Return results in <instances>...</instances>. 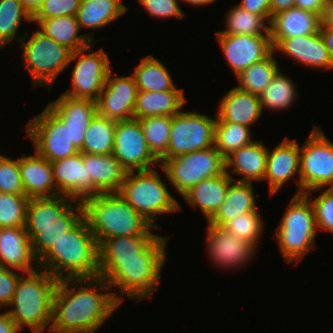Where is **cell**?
Returning a JSON list of instances; mask_svg holds the SVG:
<instances>
[{
    "label": "cell",
    "mask_w": 333,
    "mask_h": 333,
    "mask_svg": "<svg viewBox=\"0 0 333 333\" xmlns=\"http://www.w3.org/2000/svg\"><path fill=\"white\" fill-rule=\"evenodd\" d=\"M80 284L84 287L77 290ZM98 286L103 289L102 293L97 292L100 290ZM110 290L100 276L60 279L52 298V320L48 331L94 333L123 302L124 297H116V292Z\"/></svg>",
    "instance_id": "1"
},
{
    "label": "cell",
    "mask_w": 333,
    "mask_h": 333,
    "mask_svg": "<svg viewBox=\"0 0 333 333\" xmlns=\"http://www.w3.org/2000/svg\"><path fill=\"white\" fill-rule=\"evenodd\" d=\"M167 242L168 237L160 235L138 257L98 258L99 276L128 299L151 298L161 278Z\"/></svg>",
    "instance_id": "2"
},
{
    "label": "cell",
    "mask_w": 333,
    "mask_h": 333,
    "mask_svg": "<svg viewBox=\"0 0 333 333\" xmlns=\"http://www.w3.org/2000/svg\"><path fill=\"white\" fill-rule=\"evenodd\" d=\"M38 261V268L58 280L99 277L98 243L85 218L64 233Z\"/></svg>",
    "instance_id": "3"
},
{
    "label": "cell",
    "mask_w": 333,
    "mask_h": 333,
    "mask_svg": "<svg viewBox=\"0 0 333 333\" xmlns=\"http://www.w3.org/2000/svg\"><path fill=\"white\" fill-rule=\"evenodd\" d=\"M72 200L77 203L75 206L72 205ZM82 218V202L69 199L66 195L30 198L27 203L25 228L36 258L39 260Z\"/></svg>",
    "instance_id": "4"
},
{
    "label": "cell",
    "mask_w": 333,
    "mask_h": 333,
    "mask_svg": "<svg viewBox=\"0 0 333 333\" xmlns=\"http://www.w3.org/2000/svg\"><path fill=\"white\" fill-rule=\"evenodd\" d=\"M83 217L99 244L103 239L145 236L153 227L118 192L98 193L82 201Z\"/></svg>",
    "instance_id": "5"
},
{
    "label": "cell",
    "mask_w": 333,
    "mask_h": 333,
    "mask_svg": "<svg viewBox=\"0 0 333 333\" xmlns=\"http://www.w3.org/2000/svg\"><path fill=\"white\" fill-rule=\"evenodd\" d=\"M58 281L40 268L19 278L9 304L15 308L7 311L19 329L28 326L33 333H41L51 323L52 298Z\"/></svg>",
    "instance_id": "6"
},
{
    "label": "cell",
    "mask_w": 333,
    "mask_h": 333,
    "mask_svg": "<svg viewBox=\"0 0 333 333\" xmlns=\"http://www.w3.org/2000/svg\"><path fill=\"white\" fill-rule=\"evenodd\" d=\"M316 232L312 203L305 194H295L273 236L287 263L298 264L306 253L315 249Z\"/></svg>",
    "instance_id": "7"
},
{
    "label": "cell",
    "mask_w": 333,
    "mask_h": 333,
    "mask_svg": "<svg viewBox=\"0 0 333 333\" xmlns=\"http://www.w3.org/2000/svg\"><path fill=\"white\" fill-rule=\"evenodd\" d=\"M118 193L153 227L156 216L180 210V204L169 193L155 169L130 171Z\"/></svg>",
    "instance_id": "8"
},
{
    "label": "cell",
    "mask_w": 333,
    "mask_h": 333,
    "mask_svg": "<svg viewBox=\"0 0 333 333\" xmlns=\"http://www.w3.org/2000/svg\"><path fill=\"white\" fill-rule=\"evenodd\" d=\"M19 39L16 41L22 43L23 65L30 72L33 85H53L57 76L69 65L72 51L44 35L39 29L33 32L27 42L24 41V36Z\"/></svg>",
    "instance_id": "9"
},
{
    "label": "cell",
    "mask_w": 333,
    "mask_h": 333,
    "mask_svg": "<svg viewBox=\"0 0 333 333\" xmlns=\"http://www.w3.org/2000/svg\"><path fill=\"white\" fill-rule=\"evenodd\" d=\"M297 181L296 194H305L308 198L312 191L321 190L328 185L333 188V143L316 125H313L309 137L300 147Z\"/></svg>",
    "instance_id": "10"
},
{
    "label": "cell",
    "mask_w": 333,
    "mask_h": 333,
    "mask_svg": "<svg viewBox=\"0 0 333 333\" xmlns=\"http://www.w3.org/2000/svg\"><path fill=\"white\" fill-rule=\"evenodd\" d=\"M159 165L180 195L201 180L222 175L225 172L224 157L215 146L164 159Z\"/></svg>",
    "instance_id": "11"
},
{
    "label": "cell",
    "mask_w": 333,
    "mask_h": 333,
    "mask_svg": "<svg viewBox=\"0 0 333 333\" xmlns=\"http://www.w3.org/2000/svg\"><path fill=\"white\" fill-rule=\"evenodd\" d=\"M216 117L197 112L172 116L166 159L214 146Z\"/></svg>",
    "instance_id": "12"
},
{
    "label": "cell",
    "mask_w": 333,
    "mask_h": 333,
    "mask_svg": "<svg viewBox=\"0 0 333 333\" xmlns=\"http://www.w3.org/2000/svg\"><path fill=\"white\" fill-rule=\"evenodd\" d=\"M92 47L93 42L82 49L72 52L69 64L75 59H79L72 71V88L66 90L63 95L93 101H97L99 98L111 67L108 55L103 49L85 54V51Z\"/></svg>",
    "instance_id": "13"
},
{
    "label": "cell",
    "mask_w": 333,
    "mask_h": 333,
    "mask_svg": "<svg viewBox=\"0 0 333 333\" xmlns=\"http://www.w3.org/2000/svg\"><path fill=\"white\" fill-rule=\"evenodd\" d=\"M27 126V137L35 151L48 161H58L75 155L79 150L70 140L69 129L47 107Z\"/></svg>",
    "instance_id": "14"
},
{
    "label": "cell",
    "mask_w": 333,
    "mask_h": 333,
    "mask_svg": "<svg viewBox=\"0 0 333 333\" xmlns=\"http://www.w3.org/2000/svg\"><path fill=\"white\" fill-rule=\"evenodd\" d=\"M112 155L128 171L151 170L160 163L150 152L139 119L116 121Z\"/></svg>",
    "instance_id": "15"
},
{
    "label": "cell",
    "mask_w": 333,
    "mask_h": 333,
    "mask_svg": "<svg viewBox=\"0 0 333 333\" xmlns=\"http://www.w3.org/2000/svg\"><path fill=\"white\" fill-rule=\"evenodd\" d=\"M216 40L236 76L273 52L270 35L216 34Z\"/></svg>",
    "instance_id": "16"
},
{
    "label": "cell",
    "mask_w": 333,
    "mask_h": 333,
    "mask_svg": "<svg viewBox=\"0 0 333 333\" xmlns=\"http://www.w3.org/2000/svg\"><path fill=\"white\" fill-rule=\"evenodd\" d=\"M109 71L107 81L97 99V113L105 118L122 121L134 118L137 85L133 76L113 77Z\"/></svg>",
    "instance_id": "17"
},
{
    "label": "cell",
    "mask_w": 333,
    "mask_h": 333,
    "mask_svg": "<svg viewBox=\"0 0 333 333\" xmlns=\"http://www.w3.org/2000/svg\"><path fill=\"white\" fill-rule=\"evenodd\" d=\"M47 108L69 129L70 140L80 150L88 126L97 114V103L90 99L61 95Z\"/></svg>",
    "instance_id": "18"
},
{
    "label": "cell",
    "mask_w": 333,
    "mask_h": 333,
    "mask_svg": "<svg viewBox=\"0 0 333 333\" xmlns=\"http://www.w3.org/2000/svg\"><path fill=\"white\" fill-rule=\"evenodd\" d=\"M57 195H66L79 201L99 192L92 186L83 163V153L51 162Z\"/></svg>",
    "instance_id": "19"
},
{
    "label": "cell",
    "mask_w": 333,
    "mask_h": 333,
    "mask_svg": "<svg viewBox=\"0 0 333 333\" xmlns=\"http://www.w3.org/2000/svg\"><path fill=\"white\" fill-rule=\"evenodd\" d=\"M208 225L207 252L213 263L229 270L248 263L254 256L256 248L252 244L235 237L223 227Z\"/></svg>",
    "instance_id": "20"
},
{
    "label": "cell",
    "mask_w": 333,
    "mask_h": 333,
    "mask_svg": "<svg viewBox=\"0 0 333 333\" xmlns=\"http://www.w3.org/2000/svg\"><path fill=\"white\" fill-rule=\"evenodd\" d=\"M38 262L25 226L0 228V266L26 274L36 271L32 265Z\"/></svg>",
    "instance_id": "21"
},
{
    "label": "cell",
    "mask_w": 333,
    "mask_h": 333,
    "mask_svg": "<svg viewBox=\"0 0 333 333\" xmlns=\"http://www.w3.org/2000/svg\"><path fill=\"white\" fill-rule=\"evenodd\" d=\"M300 169V146L295 139L284 138L273 151L268 149L264 180L269 182V191L274 195Z\"/></svg>",
    "instance_id": "22"
},
{
    "label": "cell",
    "mask_w": 333,
    "mask_h": 333,
    "mask_svg": "<svg viewBox=\"0 0 333 333\" xmlns=\"http://www.w3.org/2000/svg\"><path fill=\"white\" fill-rule=\"evenodd\" d=\"M279 51L292 57L298 63L314 68L333 69V62L330 58L321 34H309L304 36H293L281 39L273 51Z\"/></svg>",
    "instance_id": "23"
},
{
    "label": "cell",
    "mask_w": 333,
    "mask_h": 333,
    "mask_svg": "<svg viewBox=\"0 0 333 333\" xmlns=\"http://www.w3.org/2000/svg\"><path fill=\"white\" fill-rule=\"evenodd\" d=\"M19 170L27 197L57 196L51 162L35 151V155L19 158Z\"/></svg>",
    "instance_id": "24"
},
{
    "label": "cell",
    "mask_w": 333,
    "mask_h": 333,
    "mask_svg": "<svg viewBox=\"0 0 333 333\" xmlns=\"http://www.w3.org/2000/svg\"><path fill=\"white\" fill-rule=\"evenodd\" d=\"M320 25V16L308 10L292 7L279 12L269 25L272 47L284 38L318 33Z\"/></svg>",
    "instance_id": "25"
},
{
    "label": "cell",
    "mask_w": 333,
    "mask_h": 333,
    "mask_svg": "<svg viewBox=\"0 0 333 333\" xmlns=\"http://www.w3.org/2000/svg\"><path fill=\"white\" fill-rule=\"evenodd\" d=\"M267 154L268 148L262 141H253L224 158L225 172L228 175L230 172L243 175V178L238 179V182L252 183L253 181L264 180Z\"/></svg>",
    "instance_id": "26"
},
{
    "label": "cell",
    "mask_w": 333,
    "mask_h": 333,
    "mask_svg": "<svg viewBox=\"0 0 333 333\" xmlns=\"http://www.w3.org/2000/svg\"><path fill=\"white\" fill-rule=\"evenodd\" d=\"M83 163L92 186L99 193L118 192L128 171L112 155L83 153Z\"/></svg>",
    "instance_id": "27"
},
{
    "label": "cell",
    "mask_w": 333,
    "mask_h": 333,
    "mask_svg": "<svg viewBox=\"0 0 333 333\" xmlns=\"http://www.w3.org/2000/svg\"><path fill=\"white\" fill-rule=\"evenodd\" d=\"M232 176L224 172L222 175L201 180L182 196L194 209L199 207L208 222L224 202Z\"/></svg>",
    "instance_id": "28"
},
{
    "label": "cell",
    "mask_w": 333,
    "mask_h": 333,
    "mask_svg": "<svg viewBox=\"0 0 333 333\" xmlns=\"http://www.w3.org/2000/svg\"><path fill=\"white\" fill-rule=\"evenodd\" d=\"M262 113L258 95L234 87L221 100L216 121L233 122L250 127L257 122Z\"/></svg>",
    "instance_id": "29"
},
{
    "label": "cell",
    "mask_w": 333,
    "mask_h": 333,
    "mask_svg": "<svg viewBox=\"0 0 333 333\" xmlns=\"http://www.w3.org/2000/svg\"><path fill=\"white\" fill-rule=\"evenodd\" d=\"M183 91H138L133 110L134 118L141 119L161 115L173 116L179 113L186 103Z\"/></svg>",
    "instance_id": "30"
},
{
    "label": "cell",
    "mask_w": 333,
    "mask_h": 333,
    "mask_svg": "<svg viewBox=\"0 0 333 333\" xmlns=\"http://www.w3.org/2000/svg\"><path fill=\"white\" fill-rule=\"evenodd\" d=\"M39 25L40 32L52 38L58 44L66 46L72 52L82 49L92 42L93 33L78 35L79 23L76 16H58L49 19H32ZM90 35V36H89Z\"/></svg>",
    "instance_id": "31"
},
{
    "label": "cell",
    "mask_w": 333,
    "mask_h": 333,
    "mask_svg": "<svg viewBox=\"0 0 333 333\" xmlns=\"http://www.w3.org/2000/svg\"><path fill=\"white\" fill-rule=\"evenodd\" d=\"M232 180L229 183L224 202L220 205L215 215L208 221L211 225L223 227L238 214L253 212L258 209L253 194L252 183L238 182L235 178H232Z\"/></svg>",
    "instance_id": "32"
},
{
    "label": "cell",
    "mask_w": 333,
    "mask_h": 333,
    "mask_svg": "<svg viewBox=\"0 0 333 333\" xmlns=\"http://www.w3.org/2000/svg\"><path fill=\"white\" fill-rule=\"evenodd\" d=\"M121 0H81L76 18L79 27L101 28L127 11Z\"/></svg>",
    "instance_id": "33"
},
{
    "label": "cell",
    "mask_w": 333,
    "mask_h": 333,
    "mask_svg": "<svg viewBox=\"0 0 333 333\" xmlns=\"http://www.w3.org/2000/svg\"><path fill=\"white\" fill-rule=\"evenodd\" d=\"M132 76L138 91L184 90L175 87L167 67L152 55L141 59Z\"/></svg>",
    "instance_id": "34"
},
{
    "label": "cell",
    "mask_w": 333,
    "mask_h": 333,
    "mask_svg": "<svg viewBox=\"0 0 333 333\" xmlns=\"http://www.w3.org/2000/svg\"><path fill=\"white\" fill-rule=\"evenodd\" d=\"M115 129L116 121L97 113L87 128L83 146L79 152L98 155L112 154Z\"/></svg>",
    "instance_id": "35"
},
{
    "label": "cell",
    "mask_w": 333,
    "mask_h": 333,
    "mask_svg": "<svg viewBox=\"0 0 333 333\" xmlns=\"http://www.w3.org/2000/svg\"><path fill=\"white\" fill-rule=\"evenodd\" d=\"M159 235L121 236L103 239L98 244V258L138 257Z\"/></svg>",
    "instance_id": "36"
},
{
    "label": "cell",
    "mask_w": 333,
    "mask_h": 333,
    "mask_svg": "<svg viewBox=\"0 0 333 333\" xmlns=\"http://www.w3.org/2000/svg\"><path fill=\"white\" fill-rule=\"evenodd\" d=\"M274 51L264 60L254 63L237 75L238 89L255 95L261 94L280 70Z\"/></svg>",
    "instance_id": "37"
},
{
    "label": "cell",
    "mask_w": 333,
    "mask_h": 333,
    "mask_svg": "<svg viewBox=\"0 0 333 333\" xmlns=\"http://www.w3.org/2000/svg\"><path fill=\"white\" fill-rule=\"evenodd\" d=\"M152 155L161 162L166 159V151L170 139L172 116L161 115L139 119Z\"/></svg>",
    "instance_id": "38"
},
{
    "label": "cell",
    "mask_w": 333,
    "mask_h": 333,
    "mask_svg": "<svg viewBox=\"0 0 333 333\" xmlns=\"http://www.w3.org/2000/svg\"><path fill=\"white\" fill-rule=\"evenodd\" d=\"M226 16V29L217 31L216 34H231V35H270L269 22H265V18L244 10L239 5L234 6L229 10ZM266 24V25H265Z\"/></svg>",
    "instance_id": "39"
},
{
    "label": "cell",
    "mask_w": 333,
    "mask_h": 333,
    "mask_svg": "<svg viewBox=\"0 0 333 333\" xmlns=\"http://www.w3.org/2000/svg\"><path fill=\"white\" fill-rule=\"evenodd\" d=\"M284 74L279 70L272 78L270 84L258 95L262 111L264 107L276 111L283 110L294 103L297 95L295 85Z\"/></svg>",
    "instance_id": "40"
},
{
    "label": "cell",
    "mask_w": 333,
    "mask_h": 333,
    "mask_svg": "<svg viewBox=\"0 0 333 333\" xmlns=\"http://www.w3.org/2000/svg\"><path fill=\"white\" fill-rule=\"evenodd\" d=\"M250 128L233 122L216 121L215 148L225 158L239 148L252 143Z\"/></svg>",
    "instance_id": "41"
},
{
    "label": "cell",
    "mask_w": 333,
    "mask_h": 333,
    "mask_svg": "<svg viewBox=\"0 0 333 333\" xmlns=\"http://www.w3.org/2000/svg\"><path fill=\"white\" fill-rule=\"evenodd\" d=\"M22 19L32 21V15L20 0H0V48L17 36Z\"/></svg>",
    "instance_id": "42"
},
{
    "label": "cell",
    "mask_w": 333,
    "mask_h": 333,
    "mask_svg": "<svg viewBox=\"0 0 333 333\" xmlns=\"http://www.w3.org/2000/svg\"><path fill=\"white\" fill-rule=\"evenodd\" d=\"M262 217L258 210L238 214L229 220L223 228L232 233L235 237L252 244L257 248L258 240L263 232Z\"/></svg>",
    "instance_id": "43"
},
{
    "label": "cell",
    "mask_w": 333,
    "mask_h": 333,
    "mask_svg": "<svg viewBox=\"0 0 333 333\" xmlns=\"http://www.w3.org/2000/svg\"><path fill=\"white\" fill-rule=\"evenodd\" d=\"M29 199L25 194L0 192V228L25 226Z\"/></svg>",
    "instance_id": "44"
},
{
    "label": "cell",
    "mask_w": 333,
    "mask_h": 333,
    "mask_svg": "<svg viewBox=\"0 0 333 333\" xmlns=\"http://www.w3.org/2000/svg\"><path fill=\"white\" fill-rule=\"evenodd\" d=\"M0 192L25 194L19 170V158L12 160L0 154Z\"/></svg>",
    "instance_id": "45"
},
{
    "label": "cell",
    "mask_w": 333,
    "mask_h": 333,
    "mask_svg": "<svg viewBox=\"0 0 333 333\" xmlns=\"http://www.w3.org/2000/svg\"><path fill=\"white\" fill-rule=\"evenodd\" d=\"M81 0H43L32 19H49L58 16H76Z\"/></svg>",
    "instance_id": "46"
},
{
    "label": "cell",
    "mask_w": 333,
    "mask_h": 333,
    "mask_svg": "<svg viewBox=\"0 0 333 333\" xmlns=\"http://www.w3.org/2000/svg\"><path fill=\"white\" fill-rule=\"evenodd\" d=\"M310 202L314 208L317 229L333 232V188L326 189Z\"/></svg>",
    "instance_id": "47"
},
{
    "label": "cell",
    "mask_w": 333,
    "mask_h": 333,
    "mask_svg": "<svg viewBox=\"0 0 333 333\" xmlns=\"http://www.w3.org/2000/svg\"><path fill=\"white\" fill-rule=\"evenodd\" d=\"M151 16L158 18L176 17L182 19L186 14L181 11L177 0H138Z\"/></svg>",
    "instance_id": "48"
},
{
    "label": "cell",
    "mask_w": 333,
    "mask_h": 333,
    "mask_svg": "<svg viewBox=\"0 0 333 333\" xmlns=\"http://www.w3.org/2000/svg\"><path fill=\"white\" fill-rule=\"evenodd\" d=\"M11 270L0 266V307L9 306L19 278L22 276Z\"/></svg>",
    "instance_id": "49"
},
{
    "label": "cell",
    "mask_w": 333,
    "mask_h": 333,
    "mask_svg": "<svg viewBox=\"0 0 333 333\" xmlns=\"http://www.w3.org/2000/svg\"><path fill=\"white\" fill-rule=\"evenodd\" d=\"M238 5L246 11L264 17L269 23L272 20L270 0H241Z\"/></svg>",
    "instance_id": "50"
},
{
    "label": "cell",
    "mask_w": 333,
    "mask_h": 333,
    "mask_svg": "<svg viewBox=\"0 0 333 333\" xmlns=\"http://www.w3.org/2000/svg\"><path fill=\"white\" fill-rule=\"evenodd\" d=\"M324 2L322 0H295V7L316 13L321 17Z\"/></svg>",
    "instance_id": "51"
},
{
    "label": "cell",
    "mask_w": 333,
    "mask_h": 333,
    "mask_svg": "<svg viewBox=\"0 0 333 333\" xmlns=\"http://www.w3.org/2000/svg\"><path fill=\"white\" fill-rule=\"evenodd\" d=\"M320 20V27H328L333 29V0L324 2L323 12Z\"/></svg>",
    "instance_id": "52"
},
{
    "label": "cell",
    "mask_w": 333,
    "mask_h": 333,
    "mask_svg": "<svg viewBox=\"0 0 333 333\" xmlns=\"http://www.w3.org/2000/svg\"><path fill=\"white\" fill-rule=\"evenodd\" d=\"M19 331L8 312L0 313V333H19Z\"/></svg>",
    "instance_id": "53"
},
{
    "label": "cell",
    "mask_w": 333,
    "mask_h": 333,
    "mask_svg": "<svg viewBox=\"0 0 333 333\" xmlns=\"http://www.w3.org/2000/svg\"><path fill=\"white\" fill-rule=\"evenodd\" d=\"M292 7H295V0H270L271 17Z\"/></svg>",
    "instance_id": "54"
},
{
    "label": "cell",
    "mask_w": 333,
    "mask_h": 333,
    "mask_svg": "<svg viewBox=\"0 0 333 333\" xmlns=\"http://www.w3.org/2000/svg\"><path fill=\"white\" fill-rule=\"evenodd\" d=\"M319 33L324 40L325 46L329 51L330 58L333 62V29L328 27H320Z\"/></svg>",
    "instance_id": "55"
},
{
    "label": "cell",
    "mask_w": 333,
    "mask_h": 333,
    "mask_svg": "<svg viewBox=\"0 0 333 333\" xmlns=\"http://www.w3.org/2000/svg\"><path fill=\"white\" fill-rule=\"evenodd\" d=\"M28 12L33 15L40 7L43 0H20Z\"/></svg>",
    "instance_id": "56"
},
{
    "label": "cell",
    "mask_w": 333,
    "mask_h": 333,
    "mask_svg": "<svg viewBox=\"0 0 333 333\" xmlns=\"http://www.w3.org/2000/svg\"><path fill=\"white\" fill-rule=\"evenodd\" d=\"M185 3H188V4H191V5H194V6H203V5H206V4H209V3H214L215 0H181Z\"/></svg>",
    "instance_id": "57"
}]
</instances>
